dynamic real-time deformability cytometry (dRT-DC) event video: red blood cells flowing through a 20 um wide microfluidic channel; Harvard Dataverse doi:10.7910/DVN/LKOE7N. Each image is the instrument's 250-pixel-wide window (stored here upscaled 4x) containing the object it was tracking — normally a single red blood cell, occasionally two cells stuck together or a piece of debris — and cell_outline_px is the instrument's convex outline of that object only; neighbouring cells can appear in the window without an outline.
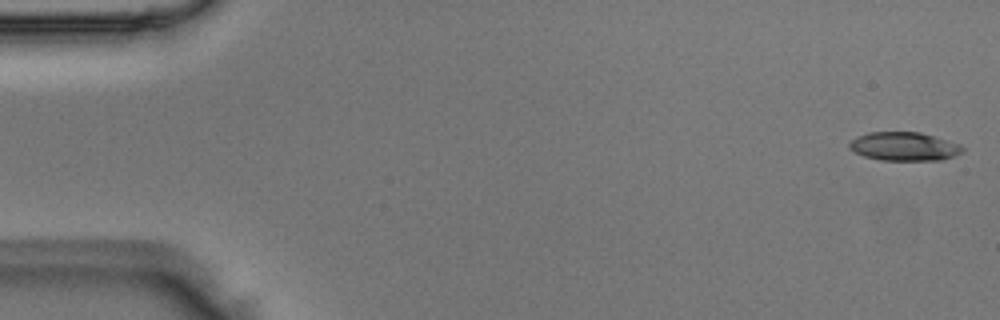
{"species": "Egyptian fruit bat (a non-hibernating species)", "species_latin": "Rousettus aegyptiacus", "temperature_condition": "room temperature", "stored_images_in_passage": 51, "camera_frame_rate_fps": 3000, "um_per_image_px": 0.085, "animal": {"sex": "male"}, "frame": {"image": 1, "passage_image": 1, "time_ms": 0.0, "image_size_px": [1000, 320], "cell_outline_px": [[964, 152], [956, 156], [940, 160], [880, 160], [864, 156], [848, 148], [848, 144], [852, 140], [868, 132], [920, 132], [936, 136], [960, 144], [964, 148]], "centroid_in_image_um": [76.9, 12.45], "position_along_channel_um": 8.1, "area_um2": 18.96}}
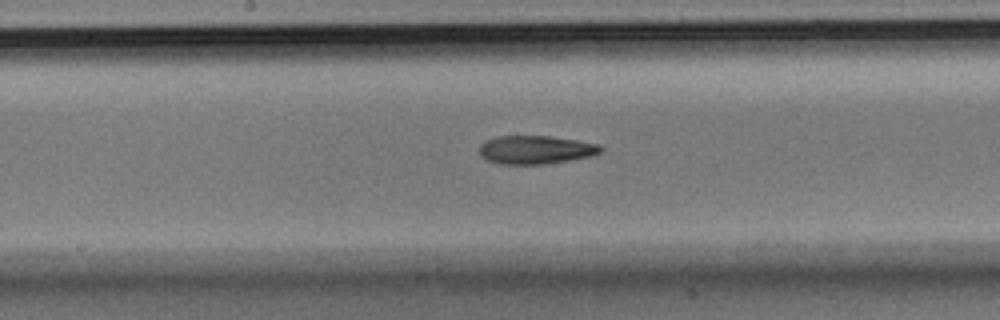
{"frame": {"image": 2, "passage_image": 26, "time_ms": 8.333, "image_size_px": [1000, 320], "cell_outline_px": [[604, 148], [600, 152], [592, 156], [544, 164], [500, 164], [484, 160], [480, 156], [480, 144], [484, 140], [496, 136], [548, 136], [576, 140], [600, 144]], "centroid_in_image_um": [45.49, 12.73], "position_along_channel_um": 202.7, "area_um2": 20.23}}
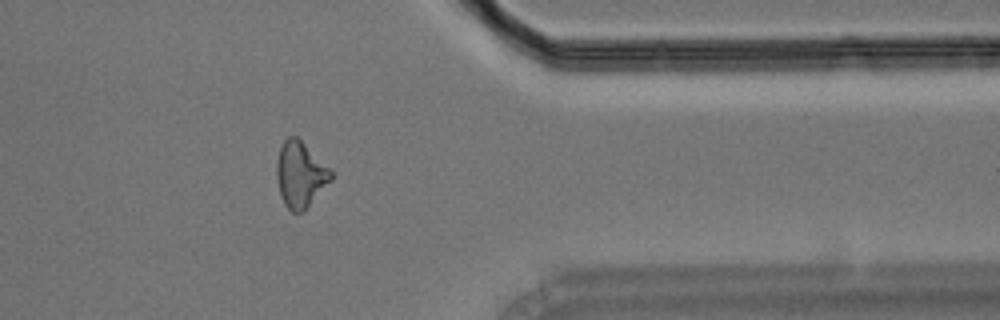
{"frame": {"image": 3, "passage_image": 41, "time_ms": 13.333, "image_size_px": [1000, 320], "cell_outline_px": [[332, 180], [304, 212], [292, 212], [284, 204], [280, 196], [276, 176], [276, 160], [280, 148], [284, 140], [288, 136], [296, 136], [332, 172]], "centroid_in_image_um": [25.49, 14.87], "position_along_channel_um": 385.9, "area_um2": 20.69}}